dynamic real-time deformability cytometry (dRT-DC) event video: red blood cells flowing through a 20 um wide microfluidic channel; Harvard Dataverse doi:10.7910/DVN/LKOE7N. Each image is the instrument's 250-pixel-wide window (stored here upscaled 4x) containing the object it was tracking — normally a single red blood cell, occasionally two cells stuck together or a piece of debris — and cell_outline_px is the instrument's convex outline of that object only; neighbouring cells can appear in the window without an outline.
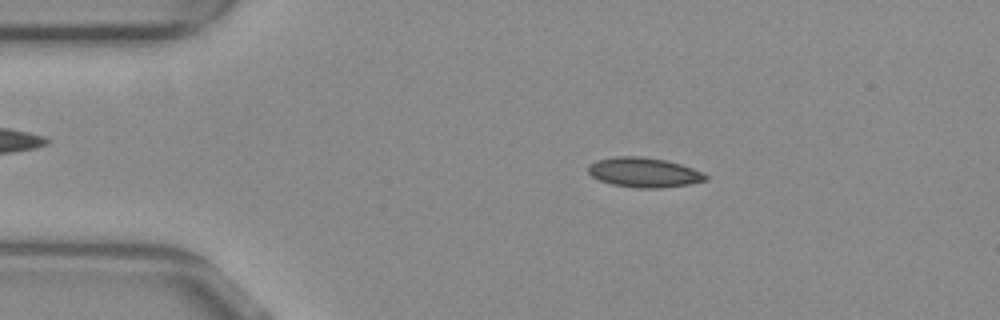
{"species": "common noctule bat (a hibernating species)", "species_latin": "Nyctalus noctula", "temperature_condition": "warm", "stored_images_in_passage": 53, "camera_frame_rate_fps": 3000, "um_per_image_px": 0.085, "animal": {"sex": "female", "body_mass_g": 29.2, "forearm_length_mm": 56.3}, "frame": {"image": 1, "passage_image": 10, "time_ms": 3.0, "image_size_px": [1000, 320], "cell_outline_px": [[708, 180], [688, 184], [660, 188], [640, 188], [612, 184], [600, 180], [592, 176], [588, 172], [588, 164], [596, 160], [616, 156], [640, 156], [664, 160], [680, 164], [692, 168], [708, 176]], "centroid_in_image_um": [54.71, 14.65], "position_along_channel_um": 30.3, "area_um2": 20.17}}
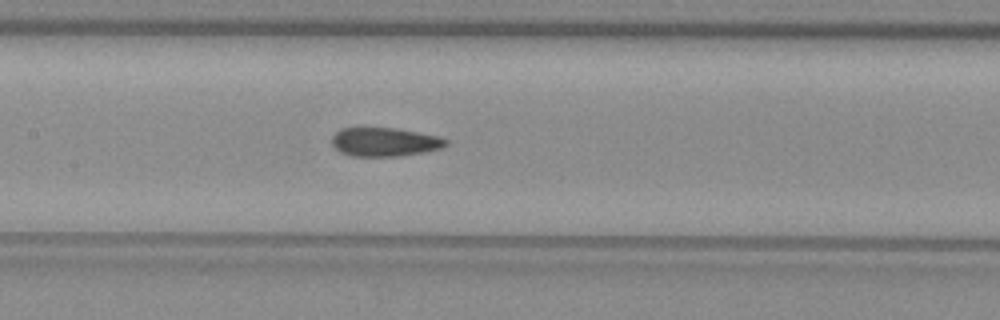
{"frame": {"image": 2, "passage_image": 25, "time_ms": 8.0, "image_size_px": [1000, 320], "cell_outline_px": [[448, 144], [444, 148], [424, 152], [400, 156], [352, 156], [340, 152], [332, 144], [332, 136], [340, 128], [364, 124], [396, 128], [436, 136], [448, 140]], "centroid_in_image_um": [32.64, 12.02], "position_along_channel_um": 174.8, "area_um2": 19.88}}
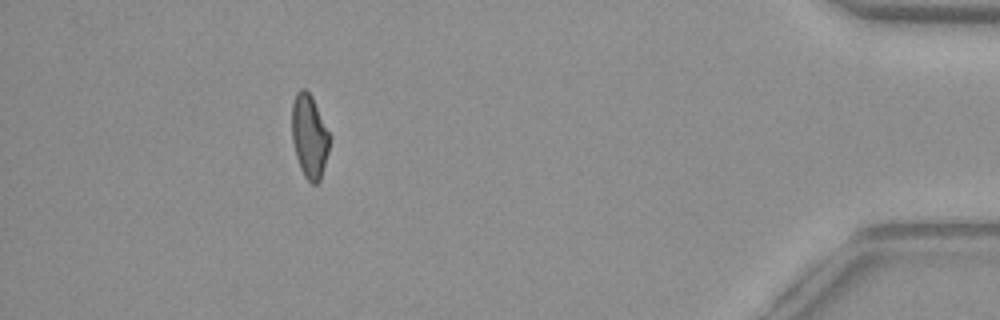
{"frame": {"image": 3, "passage_image": 48, "time_ms": 15.667, "image_size_px": [1000, 320], "cell_outline_px": [[332, 136], [328, 152], [320, 180], [316, 184], [312, 184], [304, 176], [300, 168], [296, 156], [292, 140], [292, 104], [296, 92], [300, 88], [304, 88], [312, 96]], "centroid_in_image_um": [26.31, 11.56], "position_along_channel_um": 408.9, "area_um2": 18.61}, "authors_computed_cell_mechanics": {"area_um2": 19.3052, "velocity_mm_per_s": 3.8655, "shape_relaxation_time_tau1_ms": null, "shape_relaxation_time_tau2_ms": 2.448, "deformation_change_tau1": null, "deformation_change_tau2": 0.0881}}